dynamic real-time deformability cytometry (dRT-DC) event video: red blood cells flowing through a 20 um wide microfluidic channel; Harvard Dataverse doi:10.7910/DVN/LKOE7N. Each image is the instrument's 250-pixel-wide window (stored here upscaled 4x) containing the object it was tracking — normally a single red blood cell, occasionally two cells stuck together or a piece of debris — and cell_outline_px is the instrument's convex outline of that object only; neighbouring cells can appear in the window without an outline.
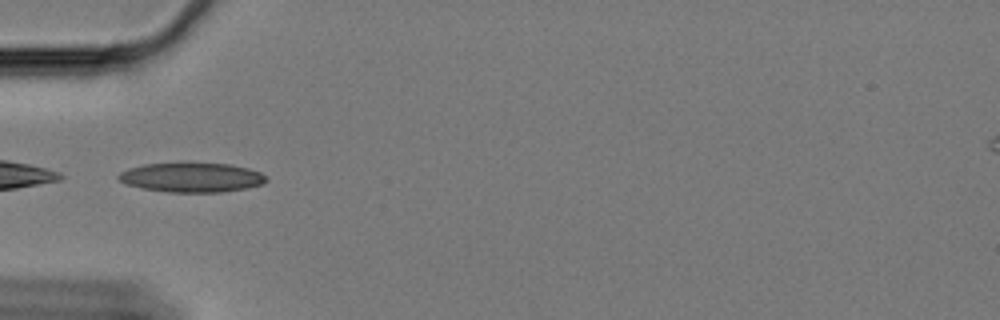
{"species": "Egyptian fruit bat (a non-hibernating species)", "species_latin": "Rousettus aegyptiacus", "temperature_condition": "cold", "stored_images_in_passage": 37, "camera_frame_rate_fps": 3000, "um_per_image_px": 0.085, "animal": {"sex": "female"}, "frame": {"image": 1, "passage_image": 1, "time_ms": 0.0, "image_size_px": [1000, 320], "cell_outline_px": [[268, 180], [264, 184], [248, 188], [220, 192], [168, 192], [140, 188], [124, 184], [116, 176], [120, 172], [128, 168], [144, 164], [180, 160], [228, 164], [248, 168], [260, 172]], "centroid_in_image_um": [16.24, 15.04], "position_along_channel_um": 68.8, "area_um2": 26.41}}
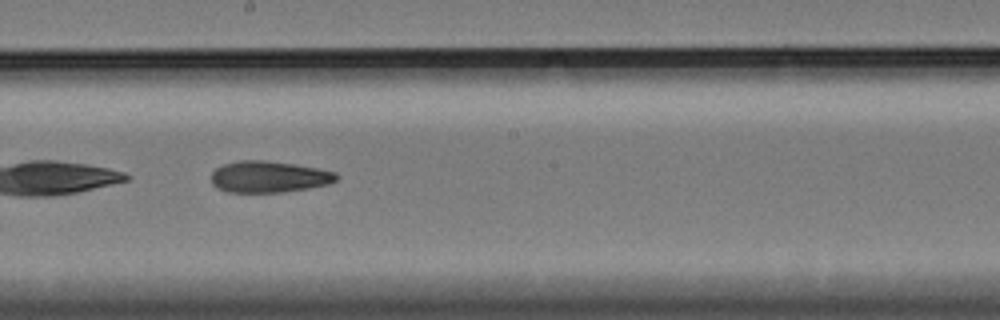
{"frame": {"image": 2, "passage_image": 15, "time_ms": 4.667, "image_size_px": [1000, 320], "cell_outline_px": [[340, 176], [336, 180], [328, 184], [308, 188], [280, 192], [228, 192], [216, 188], [212, 184], [212, 172], [216, 168], [224, 164], [240, 160], [264, 160], [292, 164], [316, 168], [336, 172]], "centroid_in_image_um": [22.84, 15.03], "position_along_channel_um": 225.4, "area_um2": 22.83}}
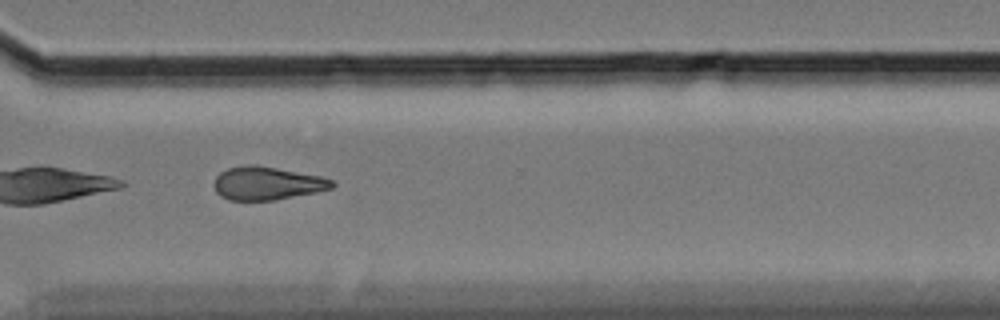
{"frame": {"image": 3, "passage_image": 26, "time_ms": 8.333, "image_size_px": [1000, 320], "cell_outline_px": [[336, 184], [332, 188], [316, 192], [276, 200], [228, 200], [220, 196], [216, 192], [216, 176], [220, 172], [228, 168], [248, 164], [256, 164], [320, 176], [332, 180]], "centroid_in_image_um": [22.71, 15.58], "position_along_channel_um": 347.9, "area_um2": 22.77}, "authors_computed_cell_mechanics": {"area_um2": 23.12, "velocity_mm_per_s": 3.3481, "shape_relaxation_time_tau1_ms": null, "shape_relaxation_time_tau2_ms": 7.8389, "deformation_change_tau1": null, "deformation_change_tau2": 0.1587}}